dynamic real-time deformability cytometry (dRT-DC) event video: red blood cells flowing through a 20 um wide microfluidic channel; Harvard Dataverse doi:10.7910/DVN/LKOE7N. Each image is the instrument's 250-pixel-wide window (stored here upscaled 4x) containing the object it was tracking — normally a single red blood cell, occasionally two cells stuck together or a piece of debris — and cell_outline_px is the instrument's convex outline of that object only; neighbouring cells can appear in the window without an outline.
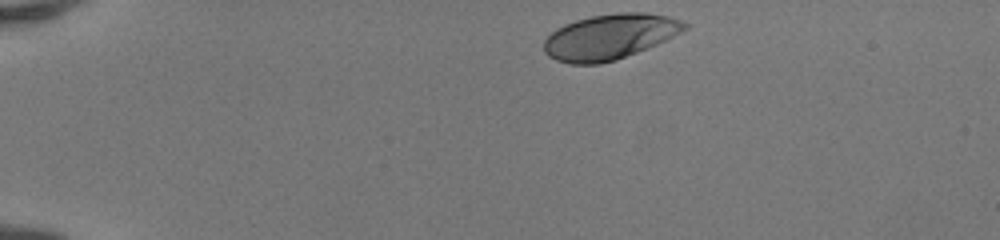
{"species": "human", "species_latin": "Homo sapiens", "temperature_condition": "room temperature", "stored_images_in_passage": 41, "camera_frame_rate_fps": 3000, "um_per_image_px": 0.085, "donor": {"sex": "female"}, "frame": {"image": 1, "passage_image": 1, "time_ms": 0.0, "image_size_px": [1000, 240], "cell_outline_px": [[688, 28], [648, 48], [616, 60], [600, 64], [572, 64], [556, 60], [548, 56], [544, 52], [544, 40], [556, 28], [564, 24], [576, 20], [592, 16], [616, 12], [648, 12], [668, 16], [680, 20], [688, 24]], "centroid_in_image_um": [51.81, 3.12], "position_along_channel_um": 33.2, "area_um2": 37.17}}
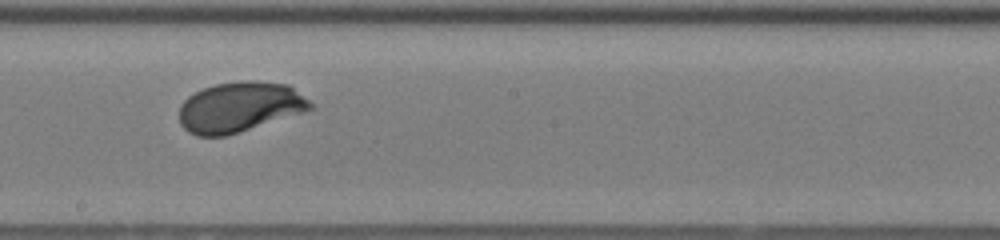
{"frame": {"image": 2, "passage_image": 21, "time_ms": 6.667, "image_size_px": [1000, 240], "cell_outline_px": [[316, 108], [304, 112], [224, 136], [196, 136], [188, 132], [180, 124], [180, 104], [188, 96], [204, 88], [216, 84], [244, 80], [256, 80], [288, 84], [308, 100]], "centroid_in_image_um": [20.36, 9.09], "position_along_channel_um": 227.8, "area_um2": 38.21}}
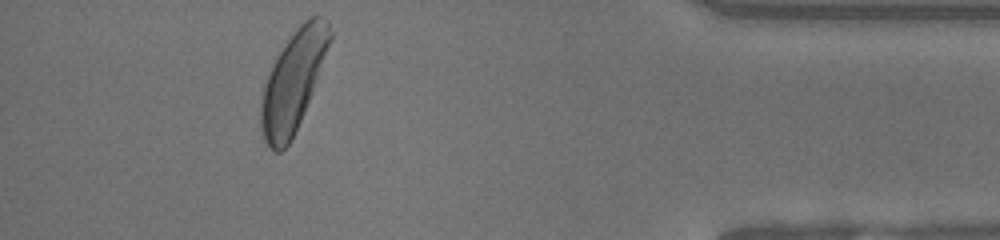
{"frame": {"image": 3, "passage_image": 37, "time_ms": 12.0, "image_size_px": [1000, 240], "cell_outline_px": [[332, 36], [308, 100], [300, 120], [288, 144], [280, 152], [272, 152], [264, 140], [260, 128], [260, 104], [264, 84], [268, 72], [276, 56], [284, 44], [296, 28], [304, 20], [312, 16], [320, 16], [328, 20], [332, 32]], "centroid_in_image_um": [24.87, 6.89], "position_along_channel_um": 410.3, "area_um2": 39.42}, "authors_computed_cell_mechanics": {"area_um2": 37.9746, "velocity_mm_per_s": 4.1378, "shape_relaxation_time_tau1_ms": 1.8596, "shape_relaxation_time_tau2_ms": null, "deformation_change_tau1": 0.1443, "deformation_change_tau2": null}}